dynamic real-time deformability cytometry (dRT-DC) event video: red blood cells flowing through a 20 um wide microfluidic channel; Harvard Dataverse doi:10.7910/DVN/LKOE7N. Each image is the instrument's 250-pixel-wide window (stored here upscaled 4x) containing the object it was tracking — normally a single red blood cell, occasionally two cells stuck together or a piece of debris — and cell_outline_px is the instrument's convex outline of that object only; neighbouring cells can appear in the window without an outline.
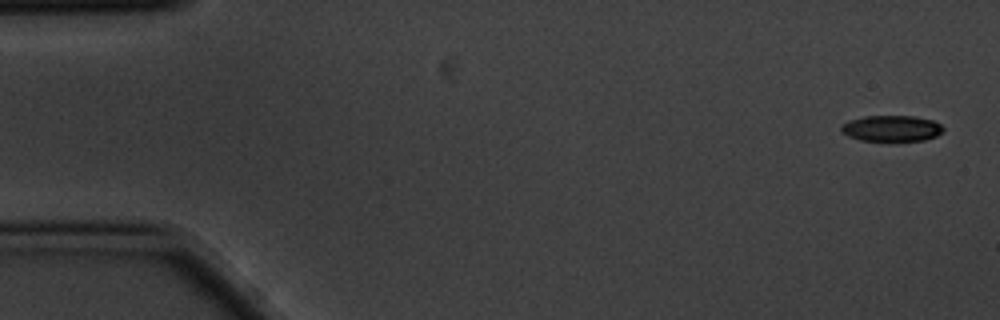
{"species": "common noctule bat (a hibernating species)", "species_latin": "Nyctalus noctula", "temperature_condition": "cold", "stored_images_in_passage": 6, "camera_frame_rate_fps": 3000, "um_per_image_px": 0.085, "animal": {"sex": "male", "body_mass_g": 20.1, "forearm_length_mm": 53.5}, "frame": {"image": 1, "passage_image": 1, "time_ms": 0.0, "image_size_px": [1000, 320], "cell_outline_px": [[944, 128], [936, 136], [924, 140], [860, 140], [848, 136], [840, 132], [840, 128], [844, 124], [852, 120], [864, 116], [912, 116], [932, 120], [940, 124]], "centroid_in_image_um": [75.77, 10.91], "position_along_channel_um": 9.2, "area_um2": 15.14}}